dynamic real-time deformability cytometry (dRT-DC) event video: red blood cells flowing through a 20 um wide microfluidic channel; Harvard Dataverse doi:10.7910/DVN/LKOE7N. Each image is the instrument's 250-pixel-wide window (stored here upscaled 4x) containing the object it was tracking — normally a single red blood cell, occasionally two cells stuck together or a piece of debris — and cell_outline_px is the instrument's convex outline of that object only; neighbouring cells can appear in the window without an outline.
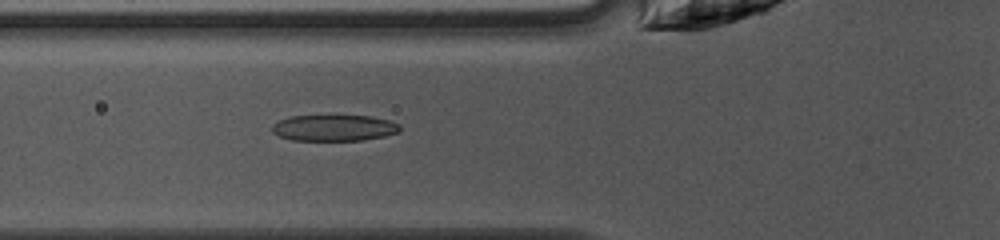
{"species": "common noctule bat (a hibernating species)", "species_latin": "Nyctalus noctula", "temperature_condition": "warm", "stored_images_in_passage": 42, "camera_frame_rate_fps": 3000, "um_per_image_px": 0.085, "animal": {"sex": "female", "body_mass_g": 10.0, "forearm_length_mm": 53.1}, "frame": {"image": 1, "passage_image": 12, "time_ms": 3.667, "image_size_px": [1000, 240], "cell_outline_px": [[400, 132], [384, 136], [364, 140], [292, 140], [280, 136], [272, 132], [272, 124], [288, 116], [372, 116], [388, 120], [400, 124]], "centroid_in_image_um": [28.4, 10.87], "position_along_channel_um": 97.4, "area_um2": 19.48}}
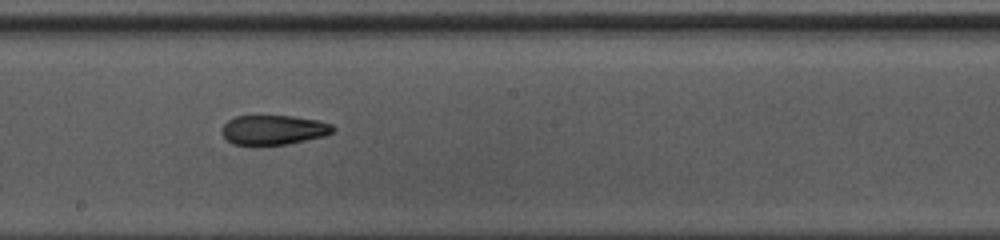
{"frame": {"image": 2, "passage_image": 21, "time_ms": 6.667, "image_size_px": [1000, 240], "cell_outline_px": [[336, 128], [332, 132], [324, 136], [288, 144], [256, 148], [232, 144], [220, 132], [220, 128], [228, 120], [236, 116], [292, 116], [320, 120], [332, 124]], "centroid_in_image_um": [23.21, 11.08], "position_along_channel_um": 225.0, "area_um2": 19.94}}
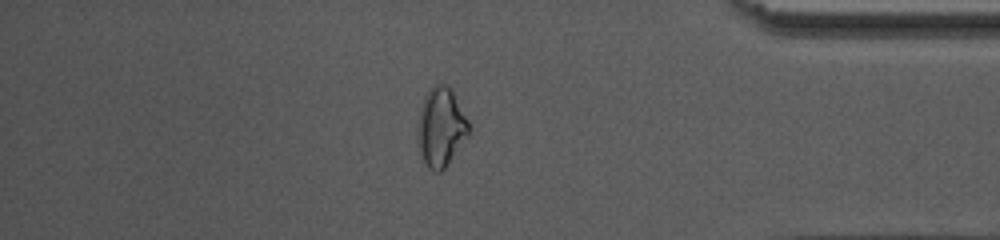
{"frame": {"image": 3, "passage_image": 35, "time_ms": 11.333, "image_size_px": [1000, 240], "cell_outline_px": [[468, 136], [444, 168], [440, 172], [432, 172], [428, 168], [424, 160], [420, 148], [420, 108], [424, 96], [428, 88], [432, 84], [440, 80], [448, 84], [468, 120]], "centroid_in_image_um": [37.5, 10.73], "position_along_channel_um": 397.7, "area_um2": 23.0}, "authors_computed_cell_mechanics": {"area_um2": 20.23, "velocity_mm_per_s": 4.2211, "shape_relaxation_time_tau1_ms": null, "shape_relaxation_time_tau2_ms": 2.4281, "deformation_change_tau1": null, "deformation_change_tau2": 0.095}}